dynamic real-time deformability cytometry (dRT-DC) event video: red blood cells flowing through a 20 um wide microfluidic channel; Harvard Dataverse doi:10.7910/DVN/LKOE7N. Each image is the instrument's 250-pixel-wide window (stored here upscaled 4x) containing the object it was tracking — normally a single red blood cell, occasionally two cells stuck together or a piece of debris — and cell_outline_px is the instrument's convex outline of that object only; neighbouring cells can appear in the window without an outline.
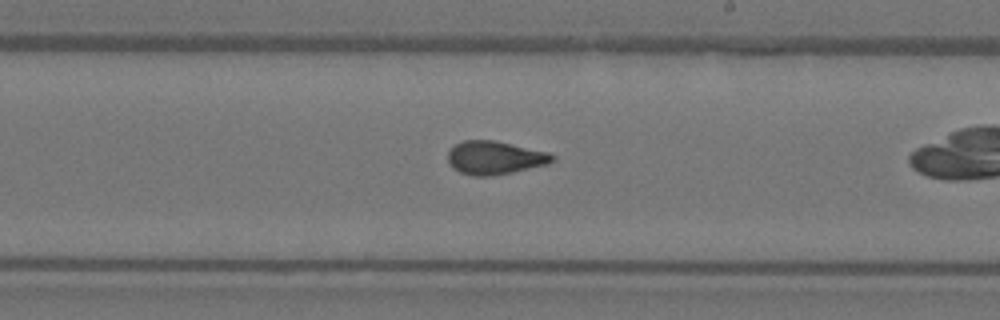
{"species": "Egyptian fruit bat (a non-hibernating species)", "species_latin": "Rousettus aegyptiacus", "temperature_condition": "warm", "stored_images_in_passage": 27, "camera_frame_rate_fps": 3000, "um_per_image_px": 0.085, "animal": {"sex": "female"}, "frame": {"image": 1, "passage_image": 16, "time_ms": 5.0, "image_size_px": [1000, 320], "cell_outline_px": [[556, 160], [548, 164], [512, 172], [492, 176], [472, 176], [460, 172], [452, 168], [448, 164], [448, 152], [456, 144], [464, 140], [496, 140], [548, 152], [556, 156]], "centroid_in_image_um": [42.07, 13.41], "position_along_channel_um": 246.9, "area_um2": 20.46}}